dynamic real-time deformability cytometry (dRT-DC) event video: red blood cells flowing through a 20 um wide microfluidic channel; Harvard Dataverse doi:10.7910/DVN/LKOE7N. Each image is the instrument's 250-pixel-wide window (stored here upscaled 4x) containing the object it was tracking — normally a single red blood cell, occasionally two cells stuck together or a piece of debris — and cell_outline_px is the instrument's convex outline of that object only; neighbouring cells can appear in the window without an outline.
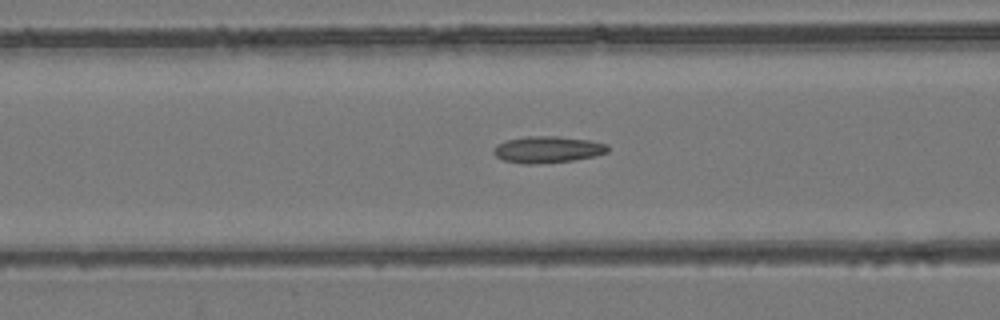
{"species": "common noctule bat (a hibernating species)", "species_latin": "Nyctalus noctula", "temperature_condition": "room temperature", "stored_images_in_passage": 47, "camera_frame_rate_fps": 3000, "um_per_image_px": 0.085, "animal": {"sex": "female", "body_mass_g": 24.6, "forearm_length_mm": 56.2}, "frame": {"image": 1, "passage_image": 15, "time_ms": 4.667, "image_size_px": [1000, 320], "cell_outline_px": [[608, 152], [592, 156], [572, 160], [532, 164], [524, 164], [504, 160], [496, 156], [492, 152], [492, 148], [496, 144], [508, 140], [524, 136], [556, 136], [588, 140], [608, 144]], "centroid_in_image_um": [46.5, 12.7], "position_along_channel_um": 120.1, "area_um2": 17.57}}
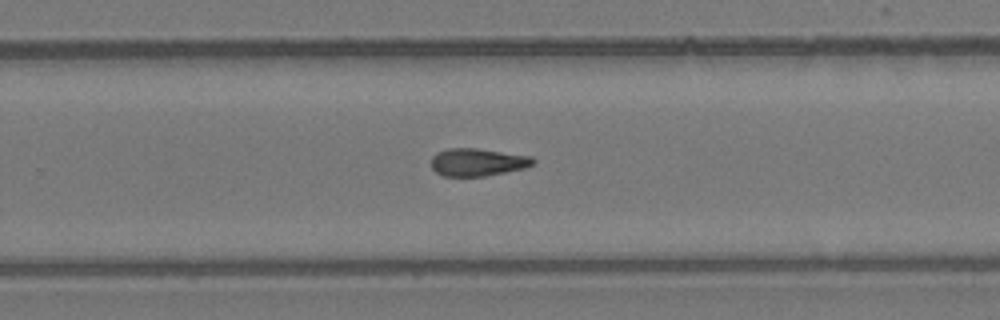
{"frame": {"image": 2, "passage_image": 28, "time_ms": 9.0, "image_size_px": [1000, 320], "cell_outline_px": [[536, 160], [532, 164], [524, 168], [484, 176], [444, 176], [436, 172], [432, 168], [432, 156], [436, 152], [448, 148], [476, 148], [532, 156]], "centroid_in_image_um": [40.58, 13.77], "position_along_channel_um": 289.2, "area_um2": 16.36}}
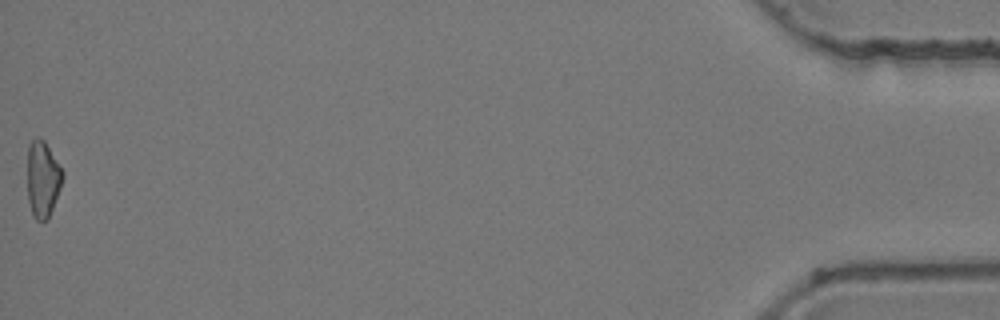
{"frame": {"image": 3, "passage_image": 47, "time_ms": 15.333, "image_size_px": [1000, 320], "cell_outline_px": [[64, 176], [60, 188], [48, 220], [36, 220], [32, 212], [28, 200], [28, 144], [36, 136], [40, 136], [44, 140], [64, 172]], "centroid_in_image_um": [3.64, 15.19], "position_along_channel_um": 431.6, "area_um2": 15.66}, "authors_computed_cell_mechanics": {"area_um2": 16.5308, "velocity_mm_per_s": 3.9041, "shape_relaxation_time_tau1_ms": 10.1038, "shape_relaxation_time_tau2_ms": 6.0311, "deformation_change_tau1": 0.1785, "deformation_change_tau2": 0.1381}}